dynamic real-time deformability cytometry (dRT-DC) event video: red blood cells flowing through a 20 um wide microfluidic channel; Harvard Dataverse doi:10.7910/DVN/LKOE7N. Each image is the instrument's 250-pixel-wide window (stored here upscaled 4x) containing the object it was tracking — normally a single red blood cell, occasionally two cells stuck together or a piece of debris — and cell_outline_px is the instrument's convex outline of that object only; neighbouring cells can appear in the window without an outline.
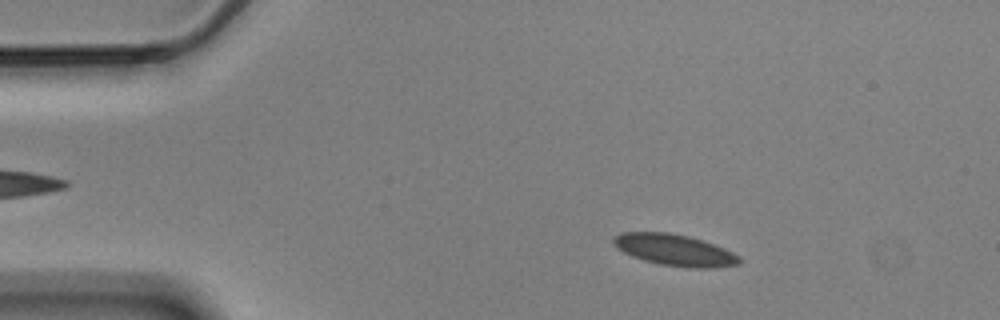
{"species": "Egyptian fruit bat (a non-hibernating species)", "species_latin": "Rousettus aegyptiacus", "temperature_condition": "cold", "stored_images_in_passage": 56, "camera_frame_rate_fps": 3000, "um_per_image_px": 0.085, "animal": {"sex": "male"}, "frame": {"image": 1, "passage_image": 8, "time_ms": 2.333, "image_size_px": [1000, 320], "cell_outline_px": [[740, 264], [716, 268], [688, 268], [660, 264], [644, 260], [632, 256], [616, 248], [612, 244], [612, 236], [620, 232], [668, 232], [688, 236], [724, 248], [740, 256]], "centroid_in_image_um": [57.31, 21.25], "position_along_channel_um": 27.7, "area_um2": 23.18}}
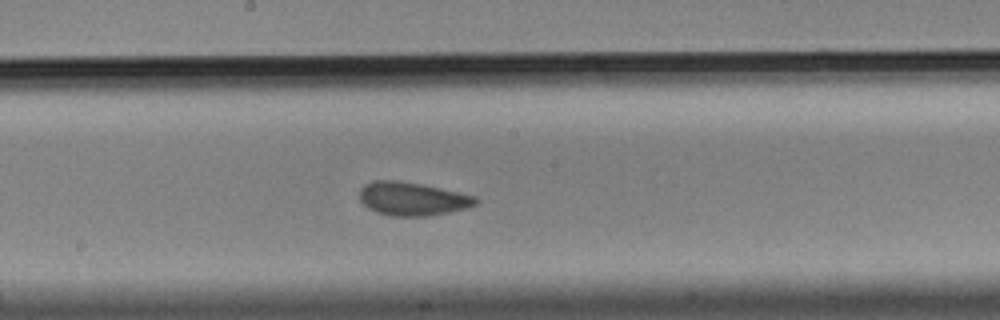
{"frame": {"image": 2, "passage_image": 29, "time_ms": 9.333, "image_size_px": [1000, 320], "cell_outline_px": [[480, 200], [476, 204], [468, 208], [428, 216], [392, 216], [376, 212], [368, 208], [360, 200], [360, 188], [364, 184], [376, 180], [400, 180], [440, 188], [476, 196]], "centroid_in_image_um": [35.05, 16.9], "position_along_channel_um": 213.1, "area_um2": 22.66}}
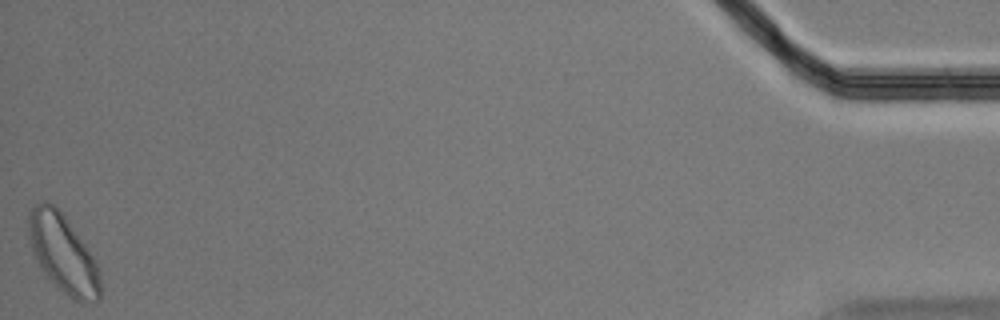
{"frame": {"image": 3, "passage_image": 56, "time_ms": 18.333, "image_size_px": [1000, 320], "cell_outline_px": [[100, 300], [96, 304], [84, 304], [68, 296], [48, 276], [40, 264], [32, 248], [28, 228], [28, 216], [32, 208], [40, 200], [48, 200], [56, 204], [96, 260], [100, 280]], "centroid_in_image_um": [5.4, 21.54], "position_along_channel_um": 429.8, "area_um2": 32.37}, "authors_computed_cell_mechanics": {"area_um2": 22.542, "velocity_mm_per_s": 3.4644, "shape_relaxation_time_tau1_ms": 2.6591, "shape_relaxation_time_tau2_ms": 1.5549, "deformation_change_tau1": 0.0715, "deformation_change_tau2": 0.0669}}